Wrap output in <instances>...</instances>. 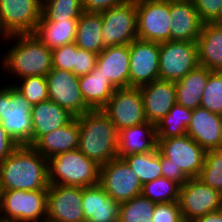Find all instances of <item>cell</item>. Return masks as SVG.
<instances>
[{
  "mask_svg": "<svg viewBox=\"0 0 222 222\" xmlns=\"http://www.w3.org/2000/svg\"><path fill=\"white\" fill-rule=\"evenodd\" d=\"M18 146L0 124V162L11 155Z\"/></svg>",
  "mask_w": 222,
  "mask_h": 222,
  "instance_id": "f6af8a7d",
  "label": "cell"
},
{
  "mask_svg": "<svg viewBox=\"0 0 222 222\" xmlns=\"http://www.w3.org/2000/svg\"><path fill=\"white\" fill-rule=\"evenodd\" d=\"M138 39L152 42L171 40L170 1L136 0Z\"/></svg>",
  "mask_w": 222,
  "mask_h": 222,
  "instance_id": "9c48e42d",
  "label": "cell"
},
{
  "mask_svg": "<svg viewBox=\"0 0 222 222\" xmlns=\"http://www.w3.org/2000/svg\"><path fill=\"white\" fill-rule=\"evenodd\" d=\"M200 107L222 115V72L210 71Z\"/></svg>",
  "mask_w": 222,
  "mask_h": 222,
  "instance_id": "74e56055",
  "label": "cell"
},
{
  "mask_svg": "<svg viewBox=\"0 0 222 222\" xmlns=\"http://www.w3.org/2000/svg\"><path fill=\"white\" fill-rule=\"evenodd\" d=\"M43 222H53V221H50V220H48V219H45Z\"/></svg>",
  "mask_w": 222,
  "mask_h": 222,
  "instance_id": "816d5d0a",
  "label": "cell"
},
{
  "mask_svg": "<svg viewBox=\"0 0 222 222\" xmlns=\"http://www.w3.org/2000/svg\"><path fill=\"white\" fill-rule=\"evenodd\" d=\"M157 148L156 124H143L124 128L118 132V157L145 153Z\"/></svg>",
  "mask_w": 222,
  "mask_h": 222,
  "instance_id": "484cf974",
  "label": "cell"
},
{
  "mask_svg": "<svg viewBox=\"0 0 222 222\" xmlns=\"http://www.w3.org/2000/svg\"><path fill=\"white\" fill-rule=\"evenodd\" d=\"M220 131H221V136H222V115H221V118H220Z\"/></svg>",
  "mask_w": 222,
  "mask_h": 222,
  "instance_id": "7dc6e473",
  "label": "cell"
},
{
  "mask_svg": "<svg viewBox=\"0 0 222 222\" xmlns=\"http://www.w3.org/2000/svg\"><path fill=\"white\" fill-rule=\"evenodd\" d=\"M3 193H0V209H1V196Z\"/></svg>",
  "mask_w": 222,
  "mask_h": 222,
  "instance_id": "f907efd6",
  "label": "cell"
},
{
  "mask_svg": "<svg viewBox=\"0 0 222 222\" xmlns=\"http://www.w3.org/2000/svg\"><path fill=\"white\" fill-rule=\"evenodd\" d=\"M178 202L183 220L190 222L194 218L222 209V194L196 177L188 179L180 187Z\"/></svg>",
  "mask_w": 222,
  "mask_h": 222,
  "instance_id": "5bb4252c",
  "label": "cell"
},
{
  "mask_svg": "<svg viewBox=\"0 0 222 222\" xmlns=\"http://www.w3.org/2000/svg\"><path fill=\"white\" fill-rule=\"evenodd\" d=\"M136 173L142 185L162 177L161 153L158 148L145 153H136L121 157Z\"/></svg>",
  "mask_w": 222,
  "mask_h": 222,
  "instance_id": "1f68e13d",
  "label": "cell"
},
{
  "mask_svg": "<svg viewBox=\"0 0 222 222\" xmlns=\"http://www.w3.org/2000/svg\"><path fill=\"white\" fill-rule=\"evenodd\" d=\"M190 222H222V209L194 218Z\"/></svg>",
  "mask_w": 222,
  "mask_h": 222,
  "instance_id": "bcb514c9",
  "label": "cell"
},
{
  "mask_svg": "<svg viewBox=\"0 0 222 222\" xmlns=\"http://www.w3.org/2000/svg\"><path fill=\"white\" fill-rule=\"evenodd\" d=\"M100 166L79 149L59 153L48 159L49 184L94 186L99 184Z\"/></svg>",
  "mask_w": 222,
  "mask_h": 222,
  "instance_id": "277c9868",
  "label": "cell"
},
{
  "mask_svg": "<svg viewBox=\"0 0 222 222\" xmlns=\"http://www.w3.org/2000/svg\"><path fill=\"white\" fill-rule=\"evenodd\" d=\"M0 193H3L1 179H0Z\"/></svg>",
  "mask_w": 222,
  "mask_h": 222,
  "instance_id": "c3c4849f",
  "label": "cell"
},
{
  "mask_svg": "<svg viewBox=\"0 0 222 222\" xmlns=\"http://www.w3.org/2000/svg\"><path fill=\"white\" fill-rule=\"evenodd\" d=\"M20 81V82H19ZM11 83L33 105L48 100V87L46 77L29 76Z\"/></svg>",
  "mask_w": 222,
  "mask_h": 222,
  "instance_id": "8d00e7d4",
  "label": "cell"
},
{
  "mask_svg": "<svg viewBox=\"0 0 222 222\" xmlns=\"http://www.w3.org/2000/svg\"><path fill=\"white\" fill-rule=\"evenodd\" d=\"M46 159L79 147V121L74 117L67 125L43 135L33 146Z\"/></svg>",
  "mask_w": 222,
  "mask_h": 222,
  "instance_id": "d4e9b609",
  "label": "cell"
},
{
  "mask_svg": "<svg viewBox=\"0 0 222 222\" xmlns=\"http://www.w3.org/2000/svg\"><path fill=\"white\" fill-rule=\"evenodd\" d=\"M78 20L39 22L33 32L50 50L75 42Z\"/></svg>",
  "mask_w": 222,
  "mask_h": 222,
  "instance_id": "f546056e",
  "label": "cell"
},
{
  "mask_svg": "<svg viewBox=\"0 0 222 222\" xmlns=\"http://www.w3.org/2000/svg\"><path fill=\"white\" fill-rule=\"evenodd\" d=\"M102 110L118 132L147 122L139 87L117 88Z\"/></svg>",
  "mask_w": 222,
  "mask_h": 222,
  "instance_id": "4fadbf2b",
  "label": "cell"
},
{
  "mask_svg": "<svg viewBox=\"0 0 222 222\" xmlns=\"http://www.w3.org/2000/svg\"><path fill=\"white\" fill-rule=\"evenodd\" d=\"M192 109L175 104L161 120L156 123L157 139H167L186 135L191 123Z\"/></svg>",
  "mask_w": 222,
  "mask_h": 222,
  "instance_id": "4dcf8cb0",
  "label": "cell"
},
{
  "mask_svg": "<svg viewBox=\"0 0 222 222\" xmlns=\"http://www.w3.org/2000/svg\"><path fill=\"white\" fill-rule=\"evenodd\" d=\"M196 45L198 65L222 72V24L203 23Z\"/></svg>",
  "mask_w": 222,
  "mask_h": 222,
  "instance_id": "cb8c5ba5",
  "label": "cell"
},
{
  "mask_svg": "<svg viewBox=\"0 0 222 222\" xmlns=\"http://www.w3.org/2000/svg\"><path fill=\"white\" fill-rule=\"evenodd\" d=\"M41 10V0H0L2 35L33 34L41 19Z\"/></svg>",
  "mask_w": 222,
  "mask_h": 222,
  "instance_id": "7c38bea8",
  "label": "cell"
},
{
  "mask_svg": "<svg viewBox=\"0 0 222 222\" xmlns=\"http://www.w3.org/2000/svg\"><path fill=\"white\" fill-rule=\"evenodd\" d=\"M97 57V54L77 47L76 68L73 73L78 77L90 73L97 64Z\"/></svg>",
  "mask_w": 222,
  "mask_h": 222,
  "instance_id": "b9f144b4",
  "label": "cell"
},
{
  "mask_svg": "<svg viewBox=\"0 0 222 222\" xmlns=\"http://www.w3.org/2000/svg\"><path fill=\"white\" fill-rule=\"evenodd\" d=\"M45 77L51 101L67 109L75 117L91 109L82 97L79 77L73 72L52 68Z\"/></svg>",
  "mask_w": 222,
  "mask_h": 222,
  "instance_id": "9a60e30c",
  "label": "cell"
},
{
  "mask_svg": "<svg viewBox=\"0 0 222 222\" xmlns=\"http://www.w3.org/2000/svg\"><path fill=\"white\" fill-rule=\"evenodd\" d=\"M155 204L142 194L121 203L118 222H152Z\"/></svg>",
  "mask_w": 222,
  "mask_h": 222,
  "instance_id": "836d02e7",
  "label": "cell"
},
{
  "mask_svg": "<svg viewBox=\"0 0 222 222\" xmlns=\"http://www.w3.org/2000/svg\"><path fill=\"white\" fill-rule=\"evenodd\" d=\"M3 40L7 43L11 41L13 45L4 55L1 54L0 68L4 73L13 75L16 81L29 76L45 77L53 68L52 50L34 34L11 35Z\"/></svg>",
  "mask_w": 222,
  "mask_h": 222,
  "instance_id": "7a4b0ae2",
  "label": "cell"
},
{
  "mask_svg": "<svg viewBox=\"0 0 222 222\" xmlns=\"http://www.w3.org/2000/svg\"><path fill=\"white\" fill-rule=\"evenodd\" d=\"M77 46L75 42L52 50V66L73 72L76 68Z\"/></svg>",
  "mask_w": 222,
  "mask_h": 222,
  "instance_id": "f35d334b",
  "label": "cell"
},
{
  "mask_svg": "<svg viewBox=\"0 0 222 222\" xmlns=\"http://www.w3.org/2000/svg\"><path fill=\"white\" fill-rule=\"evenodd\" d=\"M145 116L148 122L156 124L161 120L176 102L175 82L156 79L139 87Z\"/></svg>",
  "mask_w": 222,
  "mask_h": 222,
  "instance_id": "ac0fdd59",
  "label": "cell"
},
{
  "mask_svg": "<svg viewBox=\"0 0 222 222\" xmlns=\"http://www.w3.org/2000/svg\"><path fill=\"white\" fill-rule=\"evenodd\" d=\"M0 36L2 37L1 40H3L5 37L2 35L1 31H0Z\"/></svg>",
  "mask_w": 222,
  "mask_h": 222,
  "instance_id": "681fc988",
  "label": "cell"
},
{
  "mask_svg": "<svg viewBox=\"0 0 222 222\" xmlns=\"http://www.w3.org/2000/svg\"><path fill=\"white\" fill-rule=\"evenodd\" d=\"M171 40L196 42L202 22L192 0L170 1Z\"/></svg>",
  "mask_w": 222,
  "mask_h": 222,
  "instance_id": "d6986e66",
  "label": "cell"
},
{
  "mask_svg": "<svg viewBox=\"0 0 222 222\" xmlns=\"http://www.w3.org/2000/svg\"><path fill=\"white\" fill-rule=\"evenodd\" d=\"M210 76V70L197 66L185 77L175 82L176 102L189 109H196L201 105V99Z\"/></svg>",
  "mask_w": 222,
  "mask_h": 222,
  "instance_id": "4316f807",
  "label": "cell"
},
{
  "mask_svg": "<svg viewBox=\"0 0 222 222\" xmlns=\"http://www.w3.org/2000/svg\"><path fill=\"white\" fill-rule=\"evenodd\" d=\"M80 90L85 103L91 109H102L117 89L109 79L98 72V67L86 74L79 76Z\"/></svg>",
  "mask_w": 222,
  "mask_h": 222,
  "instance_id": "83f0119b",
  "label": "cell"
},
{
  "mask_svg": "<svg viewBox=\"0 0 222 222\" xmlns=\"http://www.w3.org/2000/svg\"><path fill=\"white\" fill-rule=\"evenodd\" d=\"M78 149L100 167L118 157V131L102 109H90L77 116Z\"/></svg>",
  "mask_w": 222,
  "mask_h": 222,
  "instance_id": "3957f363",
  "label": "cell"
},
{
  "mask_svg": "<svg viewBox=\"0 0 222 222\" xmlns=\"http://www.w3.org/2000/svg\"><path fill=\"white\" fill-rule=\"evenodd\" d=\"M127 1L129 0H82V7L85 12L100 13Z\"/></svg>",
  "mask_w": 222,
  "mask_h": 222,
  "instance_id": "7bdbcfd3",
  "label": "cell"
},
{
  "mask_svg": "<svg viewBox=\"0 0 222 222\" xmlns=\"http://www.w3.org/2000/svg\"><path fill=\"white\" fill-rule=\"evenodd\" d=\"M98 72L109 79L116 88L129 87V45L108 46L98 54Z\"/></svg>",
  "mask_w": 222,
  "mask_h": 222,
  "instance_id": "7402d4cb",
  "label": "cell"
},
{
  "mask_svg": "<svg viewBox=\"0 0 222 222\" xmlns=\"http://www.w3.org/2000/svg\"><path fill=\"white\" fill-rule=\"evenodd\" d=\"M129 87L159 79V43L135 39L129 44Z\"/></svg>",
  "mask_w": 222,
  "mask_h": 222,
  "instance_id": "e0dca14e",
  "label": "cell"
},
{
  "mask_svg": "<svg viewBox=\"0 0 222 222\" xmlns=\"http://www.w3.org/2000/svg\"><path fill=\"white\" fill-rule=\"evenodd\" d=\"M46 219L53 222H85L82 187L50 184Z\"/></svg>",
  "mask_w": 222,
  "mask_h": 222,
  "instance_id": "2e32d148",
  "label": "cell"
},
{
  "mask_svg": "<svg viewBox=\"0 0 222 222\" xmlns=\"http://www.w3.org/2000/svg\"><path fill=\"white\" fill-rule=\"evenodd\" d=\"M0 88L1 126L19 146H32L33 104L11 84Z\"/></svg>",
  "mask_w": 222,
  "mask_h": 222,
  "instance_id": "5b68a950",
  "label": "cell"
},
{
  "mask_svg": "<svg viewBox=\"0 0 222 222\" xmlns=\"http://www.w3.org/2000/svg\"><path fill=\"white\" fill-rule=\"evenodd\" d=\"M198 178L222 194V149L206 151Z\"/></svg>",
  "mask_w": 222,
  "mask_h": 222,
  "instance_id": "d590c367",
  "label": "cell"
},
{
  "mask_svg": "<svg viewBox=\"0 0 222 222\" xmlns=\"http://www.w3.org/2000/svg\"><path fill=\"white\" fill-rule=\"evenodd\" d=\"M119 207L100 184L82 187L85 222H118Z\"/></svg>",
  "mask_w": 222,
  "mask_h": 222,
  "instance_id": "44dd1931",
  "label": "cell"
},
{
  "mask_svg": "<svg viewBox=\"0 0 222 222\" xmlns=\"http://www.w3.org/2000/svg\"><path fill=\"white\" fill-rule=\"evenodd\" d=\"M157 148L166 164L180 168L188 179L199 177L206 151L189 135L157 139Z\"/></svg>",
  "mask_w": 222,
  "mask_h": 222,
  "instance_id": "52a82bcc",
  "label": "cell"
},
{
  "mask_svg": "<svg viewBox=\"0 0 222 222\" xmlns=\"http://www.w3.org/2000/svg\"><path fill=\"white\" fill-rule=\"evenodd\" d=\"M75 44L79 49L100 54L105 46L102 38V18L100 13L83 12L78 19Z\"/></svg>",
  "mask_w": 222,
  "mask_h": 222,
  "instance_id": "f1b7e54d",
  "label": "cell"
},
{
  "mask_svg": "<svg viewBox=\"0 0 222 222\" xmlns=\"http://www.w3.org/2000/svg\"><path fill=\"white\" fill-rule=\"evenodd\" d=\"M161 171L163 177L178 183L180 186H182L188 180L180 168H176L171 164H166V157H164L162 154Z\"/></svg>",
  "mask_w": 222,
  "mask_h": 222,
  "instance_id": "ee69618b",
  "label": "cell"
},
{
  "mask_svg": "<svg viewBox=\"0 0 222 222\" xmlns=\"http://www.w3.org/2000/svg\"><path fill=\"white\" fill-rule=\"evenodd\" d=\"M220 118V114L198 107L192 110L191 123L186 134L205 151L222 149Z\"/></svg>",
  "mask_w": 222,
  "mask_h": 222,
  "instance_id": "ffe728a7",
  "label": "cell"
},
{
  "mask_svg": "<svg viewBox=\"0 0 222 222\" xmlns=\"http://www.w3.org/2000/svg\"><path fill=\"white\" fill-rule=\"evenodd\" d=\"M47 216V190H4L0 222H43Z\"/></svg>",
  "mask_w": 222,
  "mask_h": 222,
  "instance_id": "8992f818",
  "label": "cell"
},
{
  "mask_svg": "<svg viewBox=\"0 0 222 222\" xmlns=\"http://www.w3.org/2000/svg\"><path fill=\"white\" fill-rule=\"evenodd\" d=\"M197 66L196 42L170 40L159 43V79L176 82Z\"/></svg>",
  "mask_w": 222,
  "mask_h": 222,
  "instance_id": "30bf717a",
  "label": "cell"
},
{
  "mask_svg": "<svg viewBox=\"0 0 222 222\" xmlns=\"http://www.w3.org/2000/svg\"><path fill=\"white\" fill-rule=\"evenodd\" d=\"M99 184L119 204L141 195L143 188L136 173L119 157L100 167Z\"/></svg>",
  "mask_w": 222,
  "mask_h": 222,
  "instance_id": "8fae6325",
  "label": "cell"
},
{
  "mask_svg": "<svg viewBox=\"0 0 222 222\" xmlns=\"http://www.w3.org/2000/svg\"><path fill=\"white\" fill-rule=\"evenodd\" d=\"M202 23L219 22L222 17V0H192Z\"/></svg>",
  "mask_w": 222,
  "mask_h": 222,
  "instance_id": "ab89813d",
  "label": "cell"
},
{
  "mask_svg": "<svg viewBox=\"0 0 222 222\" xmlns=\"http://www.w3.org/2000/svg\"><path fill=\"white\" fill-rule=\"evenodd\" d=\"M75 116L50 99L33 105L32 146L45 134L67 125Z\"/></svg>",
  "mask_w": 222,
  "mask_h": 222,
  "instance_id": "603a6c76",
  "label": "cell"
},
{
  "mask_svg": "<svg viewBox=\"0 0 222 222\" xmlns=\"http://www.w3.org/2000/svg\"><path fill=\"white\" fill-rule=\"evenodd\" d=\"M180 187L178 183L162 176L145 183L142 188V195L156 204L178 201Z\"/></svg>",
  "mask_w": 222,
  "mask_h": 222,
  "instance_id": "e575fe53",
  "label": "cell"
},
{
  "mask_svg": "<svg viewBox=\"0 0 222 222\" xmlns=\"http://www.w3.org/2000/svg\"><path fill=\"white\" fill-rule=\"evenodd\" d=\"M105 47L129 45L137 36L136 0L100 12Z\"/></svg>",
  "mask_w": 222,
  "mask_h": 222,
  "instance_id": "ba28073f",
  "label": "cell"
},
{
  "mask_svg": "<svg viewBox=\"0 0 222 222\" xmlns=\"http://www.w3.org/2000/svg\"><path fill=\"white\" fill-rule=\"evenodd\" d=\"M4 190H48V159L32 146L20 145L0 162Z\"/></svg>",
  "mask_w": 222,
  "mask_h": 222,
  "instance_id": "6da1fadb",
  "label": "cell"
},
{
  "mask_svg": "<svg viewBox=\"0 0 222 222\" xmlns=\"http://www.w3.org/2000/svg\"><path fill=\"white\" fill-rule=\"evenodd\" d=\"M83 12L82 0H43L39 22L78 20Z\"/></svg>",
  "mask_w": 222,
  "mask_h": 222,
  "instance_id": "d6a6232c",
  "label": "cell"
},
{
  "mask_svg": "<svg viewBox=\"0 0 222 222\" xmlns=\"http://www.w3.org/2000/svg\"><path fill=\"white\" fill-rule=\"evenodd\" d=\"M182 212L178 201L155 204L152 222H182Z\"/></svg>",
  "mask_w": 222,
  "mask_h": 222,
  "instance_id": "60d3db41",
  "label": "cell"
}]
</instances>
